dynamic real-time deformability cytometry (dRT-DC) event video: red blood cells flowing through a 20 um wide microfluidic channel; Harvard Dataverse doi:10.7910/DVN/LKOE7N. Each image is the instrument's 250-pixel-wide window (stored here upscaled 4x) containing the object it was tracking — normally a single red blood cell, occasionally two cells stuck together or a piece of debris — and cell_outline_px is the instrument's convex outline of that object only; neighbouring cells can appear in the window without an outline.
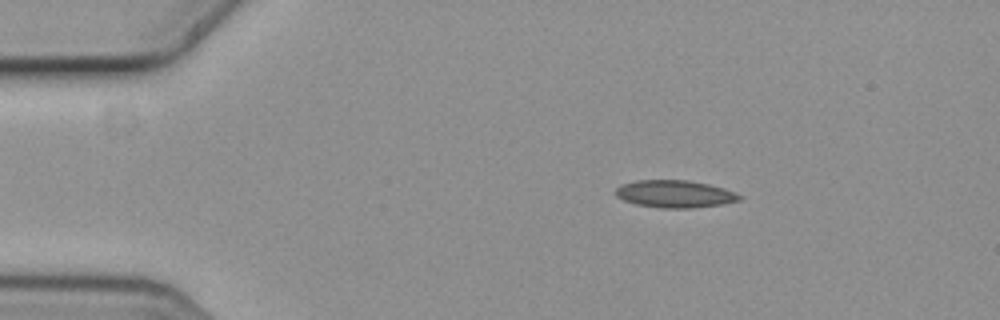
{"species": "common noctule bat (a hibernating species)", "species_latin": "Nyctalus noctula", "temperature_condition": "cold", "stored_images_in_passage": 5, "camera_frame_rate_fps": 3000, "um_per_image_px": 0.085, "animal": {"sex": "female", "body_mass_g": 19.3, "forearm_length_mm": 54.1}, "frame": {"image": 1, "passage_image": 3, "time_ms": 0.667, "image_size_px": [1000, 320], "cell_outline_px": [[740, 200], [724, 204], [692, 208], [660, 208], [636, 204], [624, 200], [616, 196], [616, 188], [620, 184], [636, 180], [688, 180], [708, 184], [724, 188], [740, 196]], "centroid_in_image_um": [57.32, 16.48], "position_along_channel_um": 27.7, "area_um2": 19.71}}